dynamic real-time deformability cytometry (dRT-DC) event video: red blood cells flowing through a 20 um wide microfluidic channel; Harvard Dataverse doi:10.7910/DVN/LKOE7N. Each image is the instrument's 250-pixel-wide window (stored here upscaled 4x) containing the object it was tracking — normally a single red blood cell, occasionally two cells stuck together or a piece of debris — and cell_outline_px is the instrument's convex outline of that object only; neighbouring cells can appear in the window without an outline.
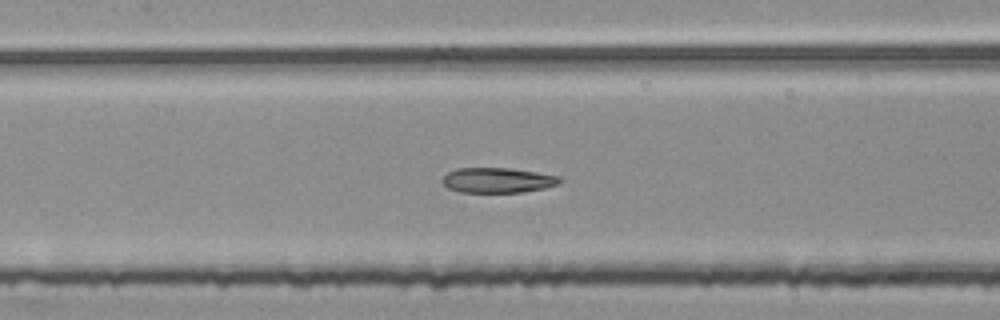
{"species": "common noctule bat (a hibernating species)", "species_latin": "Nyctalus noctula", "temperature_condition": "room temperature", "stored_images_in_passage": 48, "segment_of_instrument_passage": [2, 2], "camera_frame_rate_fps": 3000, "um_per_image_px": 0.085, "animal": {"sex": "female", "body_mass_g": 25.1}, "frame": {"image": 1, "passage_image": 20, "time_ms": 6.333, "image_size_px": [1000, 320], "cell_outline_px": [[564, 180], [560, 184], [544, 188], [520, 192], [460, 192], [448, 188], [440, 180], [448, 172], [456, 168], [508, 168], [536, 172], [560, 176]], "centroid_in_image_um": [42.31, 15.32], "position_along_channel_um": 165.1, "area_um2": 17.22}}
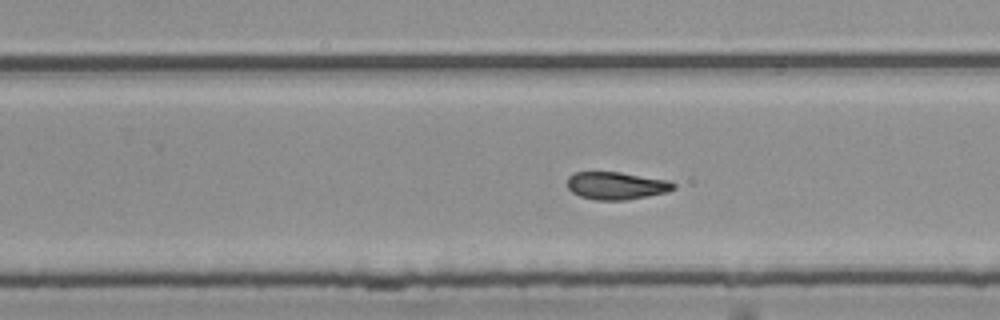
{"frame": {"image": 2, "passage_image": 29, "time_ms": 9.333, "image_size_px": [1000, 320], "cell_outline_px": [[676, 188], [668, 192], [648, 196], [624, 200], [596, 200], [580, 196], [572, 192], [568, 188], [568, 176], [572, 172], [620, 172], [668, 180], [676, 184]], "centroid_in_image_um": [52.4, 15.78], "position_along_channel_um": 277.4, "area_um2": 17.17}}
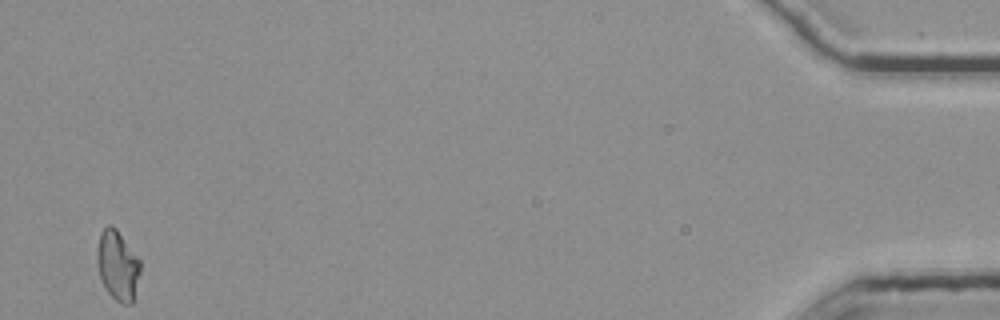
{"frame": {"image": 3, "passage_image": 48, "time_ms": 15.667, "image_size_px": [1000, 320], "cell_outline_px": [[140, 272], [132, 304], [120, 304], [104, 288], [100, 280], [96, 264], [96, 248], [100, 232], [108, 224], [112, 224], [116, 228], [140, 260]], "centroid_in_image_um": [9.96, 22.55], "position_along_channel_um": 425.2, "area_um2": 17.86}}